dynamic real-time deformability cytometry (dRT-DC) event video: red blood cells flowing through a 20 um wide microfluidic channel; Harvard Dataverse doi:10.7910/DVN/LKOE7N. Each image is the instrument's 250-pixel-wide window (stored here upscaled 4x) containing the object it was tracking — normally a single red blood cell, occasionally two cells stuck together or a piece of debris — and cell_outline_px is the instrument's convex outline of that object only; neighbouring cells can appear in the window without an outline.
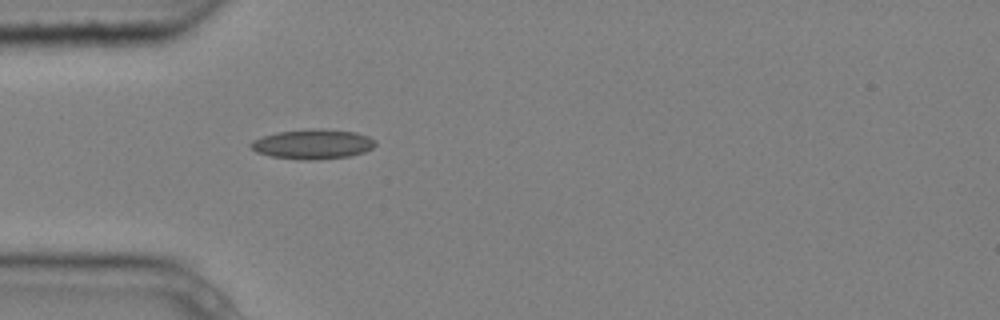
{"species": "common noctule bat (a hibernating species)", "species_latin": "Nyctalus noctula", "temperature_condition": "cold", "stored_images_in_passage": 1, "camera_frame_rate_fps": 3000, "um_per_image_px": 0.085, "animal": {"sex": "male", "body_mass_g": 20.4}, "frame": {"image": 1, "passage_image": 1, "time_ms": 0.0, "image_size_px": [1000, 320], "cell_outline_px": [[376, 144], [372, 148], [364, 152], [348, 156], [316, 160], [300, 160], [272, 156], [256, 152], [248, 144], [252, 140], [276, 132], [356, 132], [368, 136], [376, 140]], "centroid_in_image_um": [26.57, 12.31], "position_along_channel_um": 58.4, "area_um2": 20.46}}